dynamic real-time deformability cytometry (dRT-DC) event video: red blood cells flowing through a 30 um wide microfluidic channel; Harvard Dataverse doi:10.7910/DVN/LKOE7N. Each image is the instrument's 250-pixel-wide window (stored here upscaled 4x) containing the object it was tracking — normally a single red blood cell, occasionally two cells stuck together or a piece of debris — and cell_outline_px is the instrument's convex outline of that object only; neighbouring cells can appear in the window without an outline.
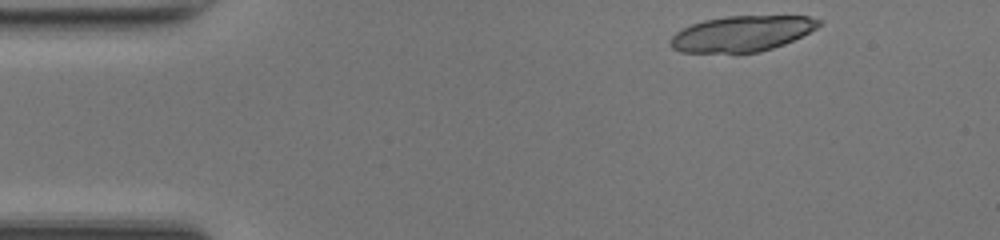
{"species": "common noctule bat (a hibernating species)", "species_latin": "Nyctalus noctula", "temperature_condition": "room temperature", "stored_images_in_passage": 11, "camera_frame_rate_fps": 3000, "um_per_image_px": 0.085, "animal": {"sex": "female", "body_mass_g": 17.0, "forearm_length_mm": 48.0}, "frame": {"image": 1, "passage_image": 1, "time_ms": 0.0, "image_size_px": [1000, 240], "cell_outline_px": [[820, 24], [816, 28], [784, 44], [760, 52], [680, 52], [672, 48], [668, 44], [672, 36], [676, 32], [692, 24], [704, 20], [728, 16], [808, 16], [820, 20]], "centroid_in_image_um": [63.02, 2.86], "position_along_channel_um": 22.0, "area_um2": 30.46}}